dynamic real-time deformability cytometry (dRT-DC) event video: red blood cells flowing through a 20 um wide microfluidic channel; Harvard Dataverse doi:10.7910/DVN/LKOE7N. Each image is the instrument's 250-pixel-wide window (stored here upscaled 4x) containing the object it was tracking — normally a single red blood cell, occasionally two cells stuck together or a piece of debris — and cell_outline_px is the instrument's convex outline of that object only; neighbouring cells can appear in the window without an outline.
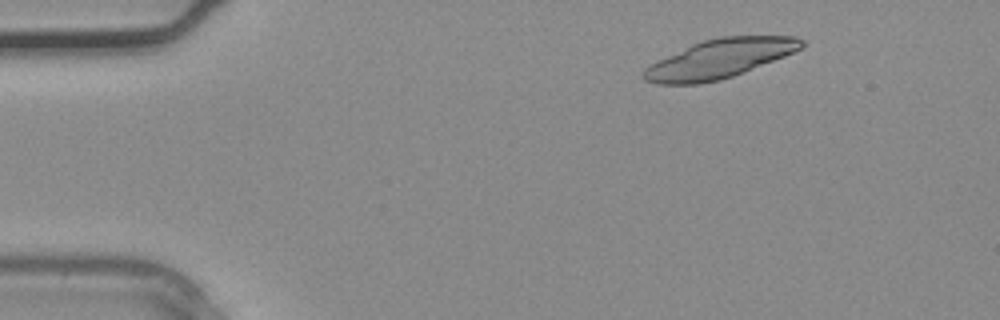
{"species": "common noctule bat (a hibernating species)", "species_latin": "Nyctalus noctula", "temperature_condition": "warm", "stored_images_in_passage": 3, "camera_frame_rate_fps": 3000, "um_per_image_px": 0.085, "animal": {"sex": "male", "body_mass_g": 20.4}, "frame": {"image": 1, "passage_image": 2, "time_ms": 0.333, "image_size_px": [1000, 320], "cell_outline_px": [[804, 44], [800, 48], [784, 56], [744, 72], [720, 80], [700, 84], [656, 84], [644, 80], [640, 76], [640, 72], [644, 68], [692, 44], [704, 40], [720, 36], [796, 36], [804, 40]], "centroid_in_image_um": [61.13, 5.01], "position_along_channel_um": 23.9, "area_um2": 35.49}}